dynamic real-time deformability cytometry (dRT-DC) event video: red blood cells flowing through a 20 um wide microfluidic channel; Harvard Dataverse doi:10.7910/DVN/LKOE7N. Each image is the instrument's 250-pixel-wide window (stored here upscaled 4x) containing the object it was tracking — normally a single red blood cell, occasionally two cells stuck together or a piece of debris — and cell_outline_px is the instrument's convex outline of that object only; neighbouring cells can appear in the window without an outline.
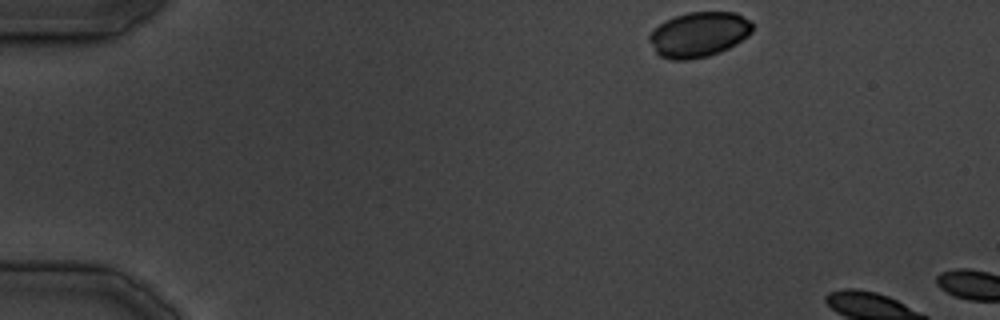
{"species": "common noctule bat (a hibernating species)", "species_latin": "Nyctalus noctula", "temperature_condition": "cold", "stored_images_in_passage": 3, "camera_frame_rate_fps": 3000, "um_per_image_px": 0.085, "animal": {"sex": "male", "body_mass_g": 19.5, "forearm_length_mm": 54.6}, "frame": {"image": 1, "passage_image": 1, "time_ms": 0.0, "image_size_px": [1000, 320], "cell_outline_px": [[752, 32], [748, 36], [736, 44], [720, 52], [708, 56], [688, 60], [672, 60], [660, 56], [656, 52], [648, 40], [648, 36], [664, 20], [688, 12], [736, 12], [748, 20], [752, 24]], "centroid_in_image_um": [59.4, 2.94], "position_along_channel_um": 25.6, "area_um2": 27.05}}